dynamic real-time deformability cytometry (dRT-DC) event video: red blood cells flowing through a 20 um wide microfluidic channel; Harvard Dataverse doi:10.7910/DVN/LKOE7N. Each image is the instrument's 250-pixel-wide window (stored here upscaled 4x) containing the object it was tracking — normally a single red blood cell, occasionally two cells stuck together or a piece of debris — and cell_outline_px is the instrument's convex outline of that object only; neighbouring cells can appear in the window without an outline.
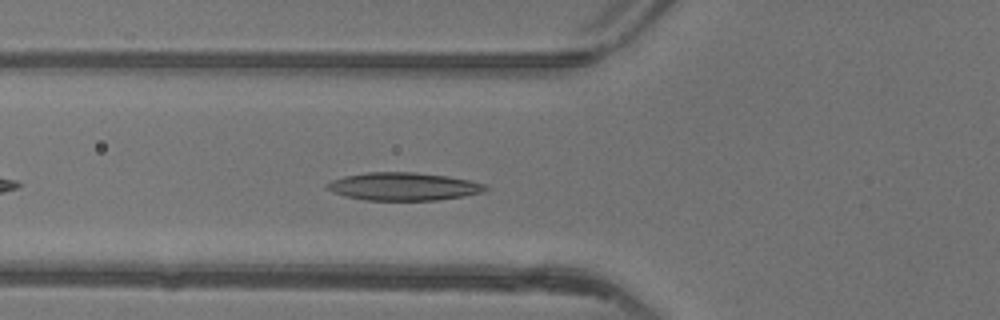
{"species": "common noctule bat (a hibernating species)", "species_latin": "Nyctalus noctula", "temperature_condition": "warm", "stored_images_in_passage": 32, "camera_frame_rate_fps": 3000, "um_per_image_px": 0.085, "animal": {"sex": "female"}, "frame": {"image": 1, "passage_image": 5, "time_ms": 1.333, "image_size_px": [1000, 320], "cell_outline_px": [[492, 188], [484, 192], [464, 196], [436, 200], [364, 200], [344, 196], [332, 192], [324, 188], [324, 184], [332, 180], [344, 176], [368, 172], [416, 172], [448, 176], [488, 184]], "centroid_in_image_um": [34.31, 15.85], "position_along_channel_um": 91.5, "area_um2": 26.13}}
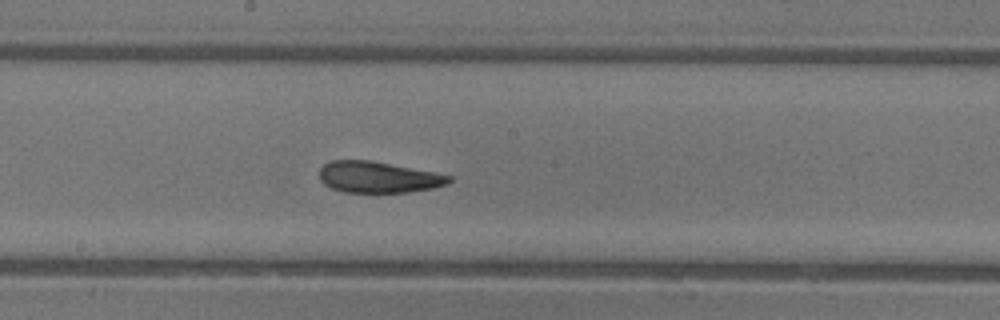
{"frame": {"image": 2, "passage_image": 14, "time_ms": 4.333, "image_size_px": [1000, 320], "cell_outline_px": [[452, 180], [448, 184], [436, 188], [408, 192], [344, 192], [332, 188], [324, 184], [320, 180], [320, 168], [328, 160], [372, 160], [436, 172], [452, 176]], "centroid_in_image_um": [32.18, 15.05], "position_along_channel_um": 216.0, "area_um2": 23.87}}
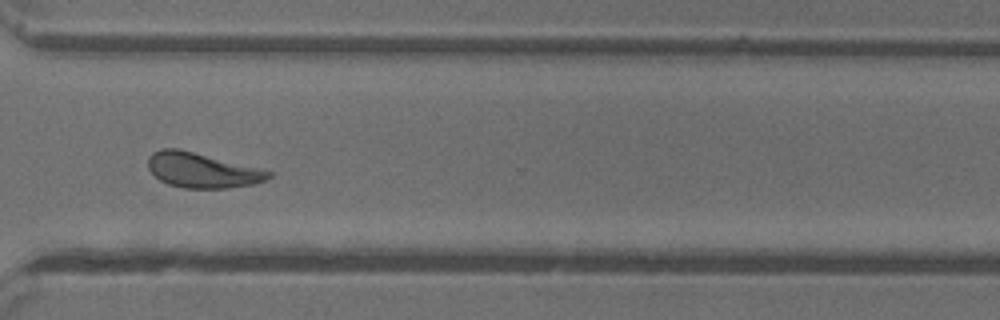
{"frame": {"image": 3, "passage_image": 24, "time_ms": 7.667, "image_size_px": [1000, 320], "cell_outline_px": [[272, 176], [264, 180], [252, 184], [228, 188], [184, 188], [168, 184], [160, 180], [148, 168], [148, 156], [152, 152], [160, 148], [180, 148], [260, 168], [272, 172]], "centroid_in_image_um": [17.15, 14.45], "position_along_channel_um": 353.4, "area_um2": 24.62}, "authors_computed_cell_mechanics": {"area_um2": 23.7847, "velocity_mm_per_s": 4.1269, "shape_relaxation_time_tau1_ms": 5.7279, "shape_relaxation_time_tau2_ms": 2.1634, "deformation_change_tau1": 0.196, "deformation_change_tau2": 0.0969}}